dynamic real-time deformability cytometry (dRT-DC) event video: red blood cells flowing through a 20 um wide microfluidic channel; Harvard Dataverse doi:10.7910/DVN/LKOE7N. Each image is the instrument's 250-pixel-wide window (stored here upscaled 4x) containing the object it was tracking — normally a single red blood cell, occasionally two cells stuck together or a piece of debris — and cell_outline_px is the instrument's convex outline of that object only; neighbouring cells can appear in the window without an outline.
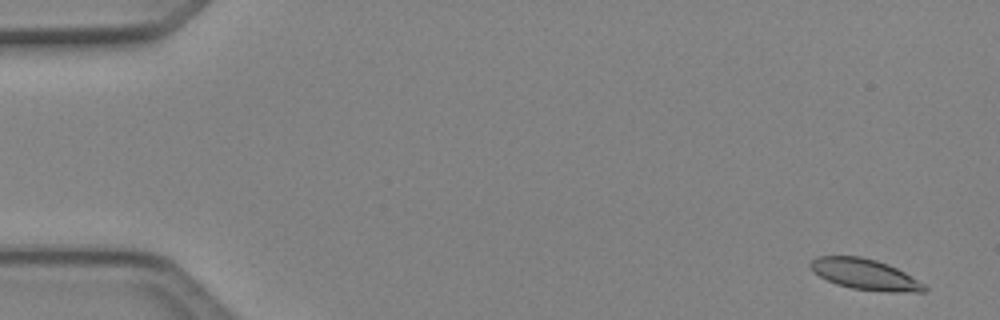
{"species": "Egyptian fruit bat (a non-hibernating species)", "species_latin": "Rousettus aegyptiacus", "temperature_condition": "cold", "stored_images_in_passage": 7, "camera_frame_rate_fps": 3000, "um_per_image_px": 0.085, "animal": {"sex": "female"}, "frame": {"image": 1, "passage_image": 1, "time_ms": 0.0, "image_size_px": [1000, 320], "cell_outline_px": [[928, 288], [924, 292], [892, 292], [852, 288], [836, 284], [820, 276], [808, 264], [816, 256], [860, 256], [876, 260], [888, 264], [904, 272], [924, 284]], "centroid_in_image_um": [73.53, 23.31], "position_along_channel_um": 11.5, "area_um2": 20.17}}
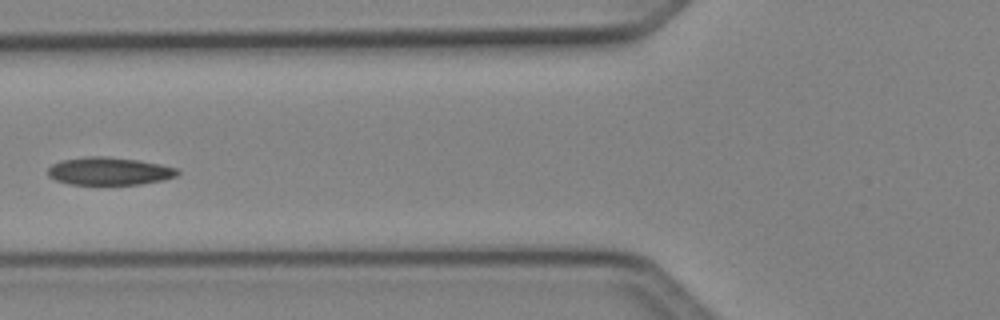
{"frame": {"image": 2, "passage_image": 6, "time_ms": 1.667, "image_size_px": [1000, 320], "cell_outline_px": [[180, 172], [176, 176], [164, 180], [140, 184], [68, 184], [56, 180], [48, 176], [48, 168], [52, 164], [60, 160], [88, 156], [104, 156], [140, 160], [160, 164], [176, 168]], "centroid_in_image_um": [9.27, 14.54], "position_along_channel_um": 116.5, "area_um2": 21.04}}
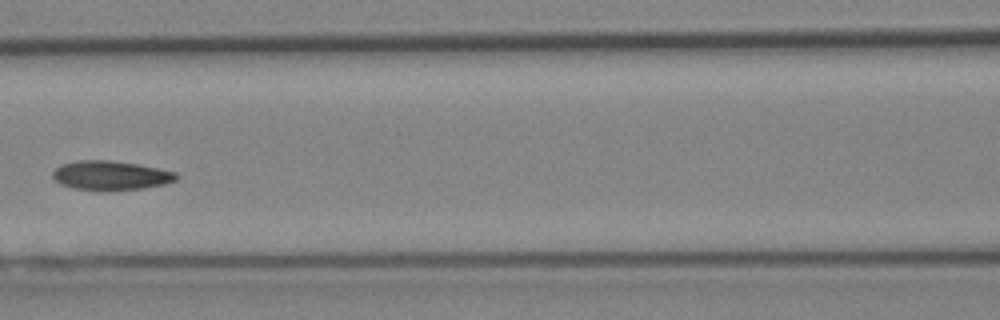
{"frame": {"image": 3, "passage_image": 7, "time_ms": 2.0, "image_size_px": [1000, 320], "cell_outline_px": [[180, 176], [176, 180], [164, 184], [144, 188], [108, 192], [100, 192], [72, 188], [60, 184], [52, 176], [52, 172], [60, 164], [76, 160], [108, 160], [136, 164], [176, 172]], "centroid_in_image_um": [9.38, 14.94], "position_along_channel_um": 157.2, "area_um2": 21.5}}